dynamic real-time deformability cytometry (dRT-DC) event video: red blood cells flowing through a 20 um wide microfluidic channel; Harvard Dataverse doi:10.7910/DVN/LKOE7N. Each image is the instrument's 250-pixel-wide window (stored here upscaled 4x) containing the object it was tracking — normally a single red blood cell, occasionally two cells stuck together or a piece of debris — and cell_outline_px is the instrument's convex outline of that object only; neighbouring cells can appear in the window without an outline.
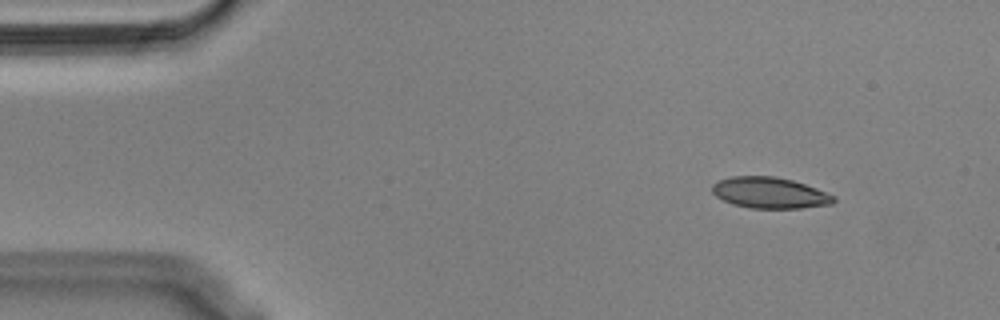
{"species": "Egyptian fruit bat (a non-hibernating species)", "species_latin": "Rousettus aegyptiacus", "temperature_condition": "cold", "stored_images_in_passage": 50, "camera_frame_rate_fps": 3000, "um_per_image_px": 0.085, "animal": {"sex": "male"}, "frame": {"image": 1, "passage_image": 1, "time_ms": 0.0, "image_size_px": [1000, 320], "cell_outline_px": [[836, 200], [832, 204], [800, 208], [748, 208], [732, 204], [716, 196], [712, 192], [712, 184], [720, 180], [732, 176], [776, 176], [792, 180], [816, 188], [836, 196]], "centroid_in_image_um": [65.43, 16.39], "position_along_channel_um": 19.6, "area_um2": 22.02}}
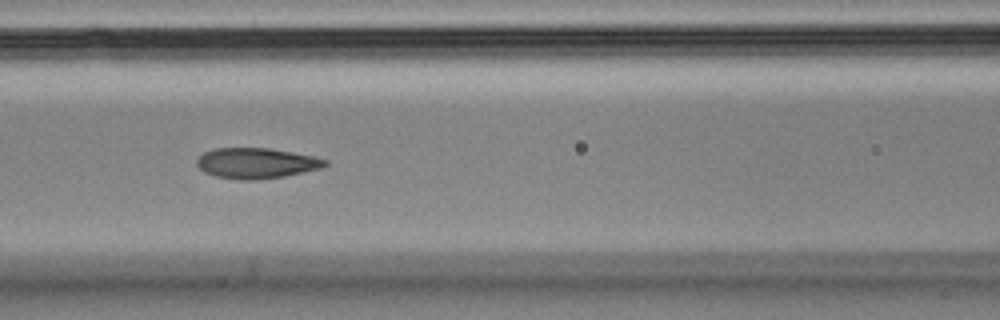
{"frame": {"image": 2, "passage_image": 18, "time_ms": 5.667, "image_size_px": [1000, 320], "cell_outline_px": [[328, 164], [320, 168], [284, 176], [252, 180], [240, 180], [216, 176], [204, 172], [196, 164], [196, 160], [204, 152], [216, 148], [268, 148], [292, 152], [312, 156], [328, 160]], "centroid_in_image_um": [21.77, 13.86], "position_along_channel_um": 144.8, "area_um2": 22.6}}
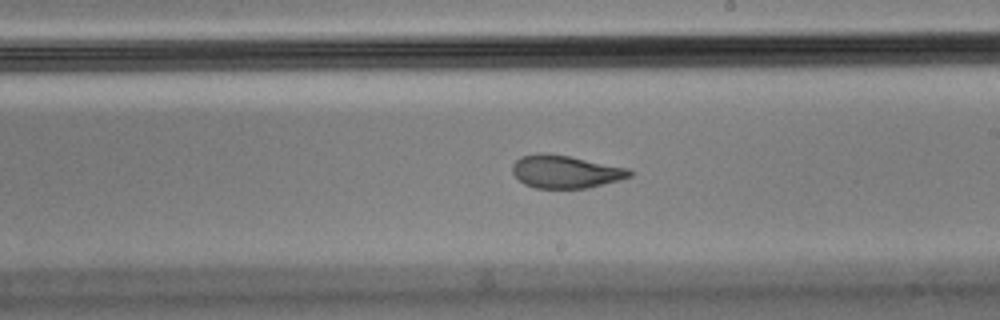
{"frame": {"image": 3, "passage_image": 26, "time_ms": 8.333, "image_size_px": [1000, 320], "cell_outline_px": [[632, 176], [620, 180], [588, 188], [536, 188], [524, 184], [512, 172], [512, 164], [520, 156], [540, 152], [544, 152], [568, 156], [628, 168], [632, 172]], "centroid_in_image_um": [48.05, 14.59], "position_along_channel_um": 241.0, "area_um2": 22.43}, "authors_computed_cell_mechanics": {"area_um2": 22.831, "velocity_mm_per_s": 3.6187, "shape_relaxation_time_tau1_ms": null, "shape_relaxation_time_tau2_ms": 1.6242, "deformation_change_tau1": null, "deformation_change_tau2": 0.0808}}